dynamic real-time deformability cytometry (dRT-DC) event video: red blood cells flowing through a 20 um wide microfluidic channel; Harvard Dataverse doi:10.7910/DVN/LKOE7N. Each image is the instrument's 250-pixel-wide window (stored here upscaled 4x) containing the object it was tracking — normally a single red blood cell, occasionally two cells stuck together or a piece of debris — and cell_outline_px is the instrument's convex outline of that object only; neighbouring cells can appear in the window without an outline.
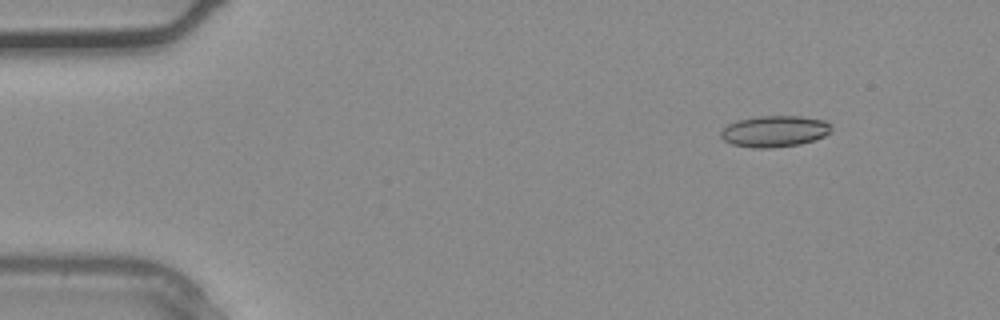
{"species": "common noctule bat (a hibernating species)", "species_latin": "Nyctalus noctula", "temperature_condition": "warm", "stored_images_in_passage": 33, "camera_frame_rate_fps": 3000, "um_per_image_px": 0.085, "animal": {"sex": "male", "body_mass_g": 20.4}, "frame": {"image": 1, "passage_image": 1, "time_ms": 0.0, "image_size_px": [1000, 320], "cell_outline_px": [[832, 132], [824, 136], [800, 144], [772, 148], [756, 148], [732, 144], [724, 140], [720, 136], [720, 132], [728, 124], [736, 120], [760, 116], [800, 116], [824, 120], [832, 124]], "centroid_in_image_um": [65.85, 11.15], "position_along_channel_um": 19.1, "area_um2": 20.23}}
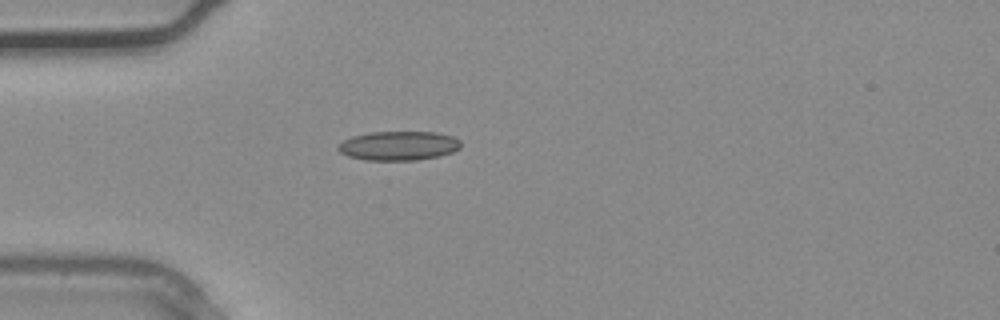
{"frame": {"image": 2, "passage_image": 7, "time_ms": 2.0, "image_size_px": [1000, 320], "cell_outline_px": [[460, 148], [452, 152], [440, 156], [416, 160], [364, 160], [348, 156], [340, 152], [336, 148], [344, 140], [352, 136], [368, 132], [436, 132], [452, 136], [460, 140]], "centroid_in_image_um": [33.88, 12.39], "position_along_channel_um": 51.1, "area_um2": 20.92}}